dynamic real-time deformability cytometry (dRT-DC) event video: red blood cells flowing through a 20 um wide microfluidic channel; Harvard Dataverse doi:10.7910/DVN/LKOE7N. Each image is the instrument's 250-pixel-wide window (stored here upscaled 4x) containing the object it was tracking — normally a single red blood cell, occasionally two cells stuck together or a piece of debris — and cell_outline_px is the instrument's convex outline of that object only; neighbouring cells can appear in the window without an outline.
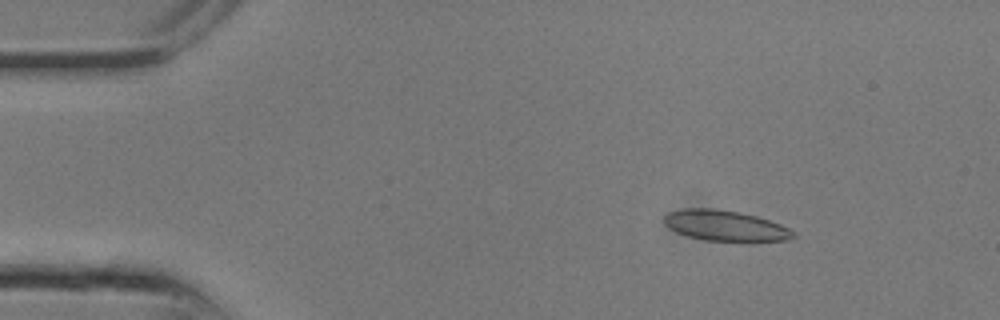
{"species": "common noctule bat (a hibernating species)", "species_latin": "Nyctalus noctula", "temperature_condition": "room temperature", "stored_images_in_passage": 6, "camera_frame_rate_fps": 3000, "um_per_image_px": 0.085, "animal": {"sex": "male", "body_mass_g": 13.3}, "frame": {"image": 1, "passage_image": 2, "time_ms": 0.333, "image_size_px": [1000, 320], "cell_outline_px": [[796, 236], [788, 240], [752, 244], [704, 240], [688, 236], [676, 232], [668, 228], [664, 224], [664, 216], [668, 212], [684, 208], [712, 208], [740, 212], [756, 216], [780, 224], [796, 232]], "centroid_in_image_um": [61.7, 19.23], "position_along_channel_um": 23.3, "area_um2": 23.99}}
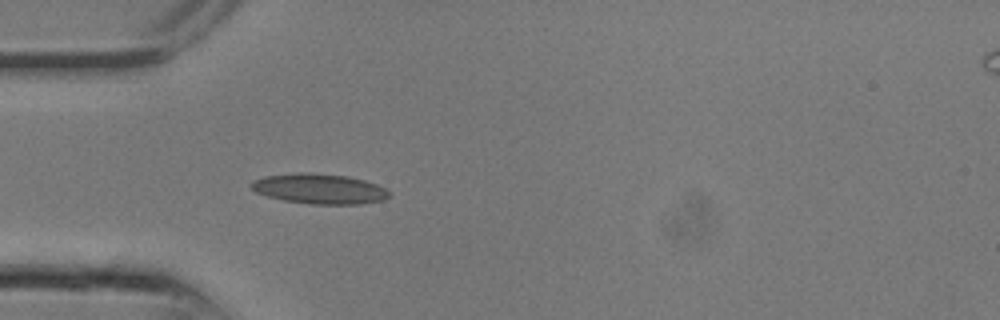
{"frame": {"image": 2, "passage_image": 6, "time_ms": 1.667, "image_size_px": [1000, 320], "cell_outline_px": [[388, 196], [384, 200], [360, 204], [312, 204], [284, 200], [268, 196], [256, 192], [248, 184], [252, 180], [264, 176], [300, 172], [308, 172], [348, 176], [364, 180], [376, 184], [384, 188], [388, 192]], "centroid_in_image_um": [27.11, 16.04], "position_along_channel_um": 57.9, "area_um2": 24.16}}